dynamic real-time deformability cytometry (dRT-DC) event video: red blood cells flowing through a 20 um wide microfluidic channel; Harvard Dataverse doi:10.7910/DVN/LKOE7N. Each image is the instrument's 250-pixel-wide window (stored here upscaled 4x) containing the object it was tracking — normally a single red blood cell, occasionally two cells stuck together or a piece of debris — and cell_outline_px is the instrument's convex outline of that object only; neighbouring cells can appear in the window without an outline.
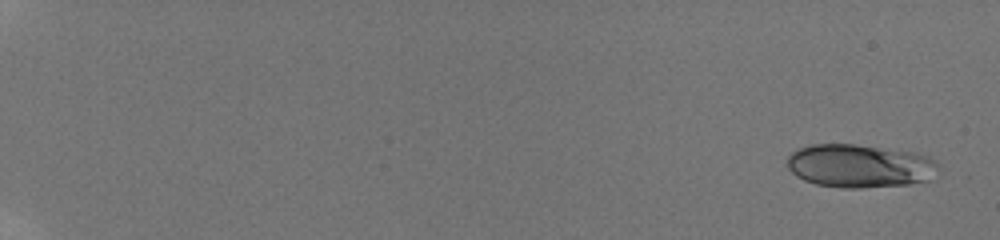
{"species": "human", "species_latin": "Homo sapiens", "temperature_condition": "room temperature", "stored_images_in_passage": 10, "camera_frame_rate_fps": 3000, "um_per_image_px": 0.085, "donor": {"sex": "male"}, "frame": {"image": 1, "passage_image": 1, "time_ms": 0.0, "image_size_px": [1000, 240], "cell_outline_px": [[936, 164], [928, 180], [908, 184], [864, 188], [844, 188], [816, 184], [804, 180], [796, 176], [788, 168], [788, 156], [796, 148], [812, 144], [856, 144], [916, 152], [928, 156], [936, 160]], "centroid_in_image_um": [73.02, 14.09], "position_along_channel_um": 12.0, "area_um2": 38.09}}
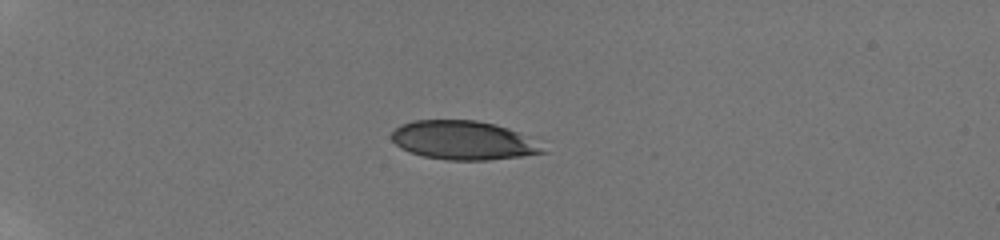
{"frame": {"image": 2, "passage_image": 7, "time_ms": 5.0, "image_size_px": [1000, 240], "cell_outline_px": [[548, 152], [520, 156], [488, 160], [448, 160], [424, 156], [400, 148], [392, 140], [392, 132], [400, 124], [412, 120], [476, 120], [496, 124], [532, 136]], "centroid_in_image_um": [39.43, 11.91], "position_along_channel_um": 45.6, "area_um2": 34.45}}
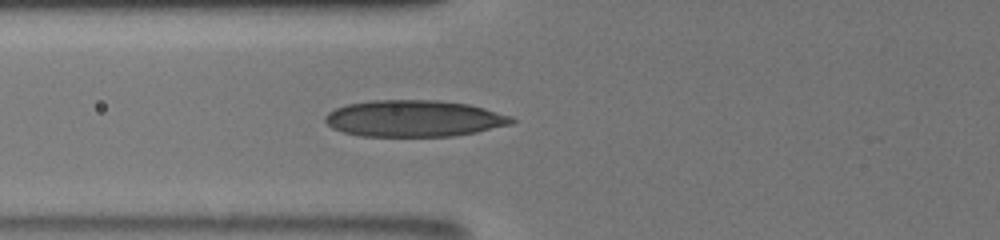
{"frame": {"image": 3, "passage_image": 10, "time_ms": 7.667, "image_size_px": [1000, 240], "cell_outline_px": [[516, 120], [512, 124], [476, 132], [452, 136], [360, 136], [344, 132], [332, 128], [324, 120], [324, 116], [328, 112], [336, 108], [348, 104], [372, 100], [440, 100], [468, 104], [484, 108], [512, 116]], "centroid_in_image_um": [35.19, 10.07], "position_along_channel_um": 90.6, "area_um2": 39.77}}